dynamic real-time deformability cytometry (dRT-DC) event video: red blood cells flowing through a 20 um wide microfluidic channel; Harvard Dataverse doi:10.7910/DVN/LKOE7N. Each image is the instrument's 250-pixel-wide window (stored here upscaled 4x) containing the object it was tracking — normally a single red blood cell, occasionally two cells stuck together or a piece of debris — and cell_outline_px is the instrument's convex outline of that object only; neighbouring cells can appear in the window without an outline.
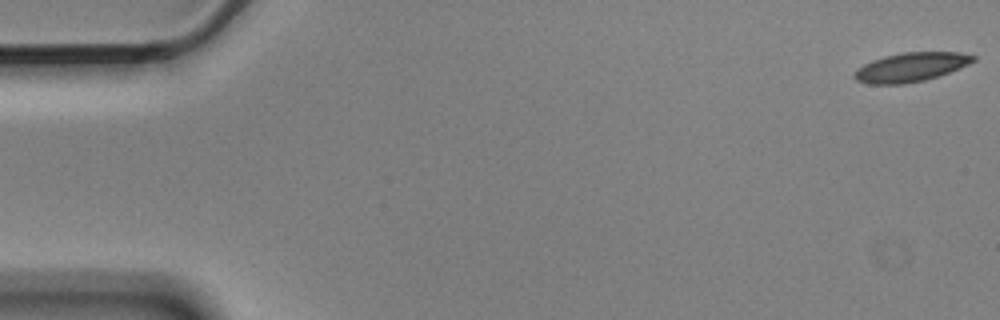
{"species": "Egyptian fruit bat (a non-hibernating species)", "species_latin": "Rousettus aegyptiacus", "temperature_condition": "cold", "stored_images_in_passage": 56, "camera_frame_rate_fps": 3000, "um_per_image_px": 0.085, "animal": {"sex": "male"}, "frame": {"image": 1, "passage_image": 1, "time_ms": 0.0, "image_size_px": [1000, 320], "cell_outline_px": [[976, 60], [960, 68], [940, 76], [924, 80], [904, 84], [868, 84], [856, 80], [852, 76], [864, 64], [872, 60], [884, 56], [904, 52], [960, 52], [976, 56]], "centroid_in_image_um": [77.45, 5.71], "position_along_channel_um": 7.6, "area_um2": 20.11}}
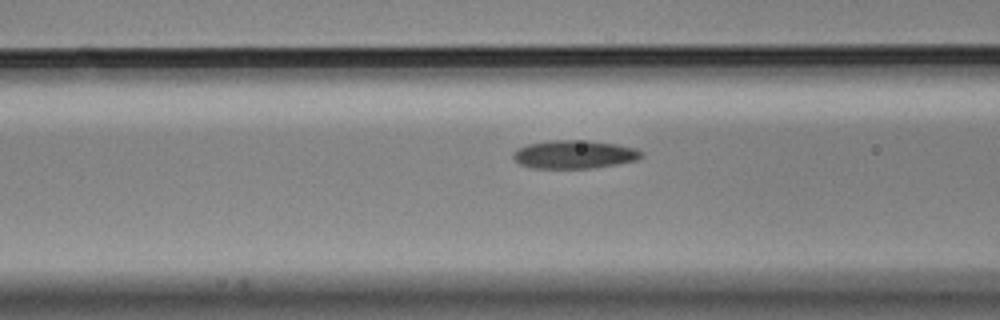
{"frame": {"image": 2, "passage_image": 22, "time_ms": 7.0, "image_size_px": [1000, 320], "cell_outline_px": [[644, 156], [636, 160], [616, 164], [592, 168], [532, 168], [520, 164], [512, 156], [512, 152], [516, 148], [528, 144], [548, 140], [588, 140], [616, 144], [636, 148], [644, 152]], "centroid_in_image_um": [48.81, 13.11], "position_along_channel_um": 117.8, "area_um2": 21.33}}
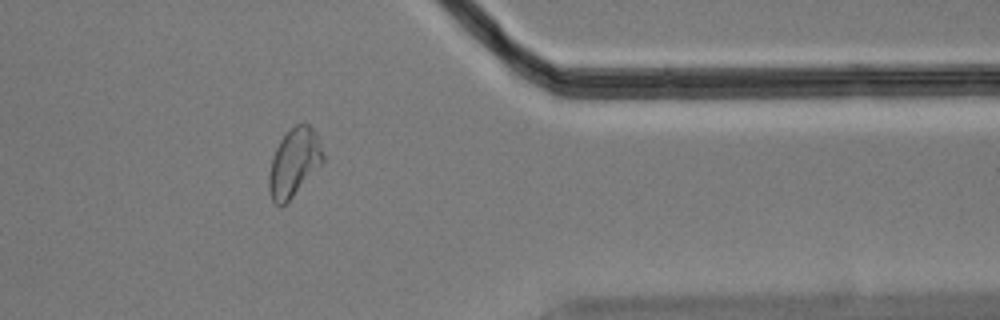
{"frame": {"image": 3, "passage_image": 46, "time_ms": 15.0, "image_size_px": [1000, 320], "cell_outline_px": [[324, 164], [280, 208], [272, 200], [268, 192], [268, 176], [272, 156], [280, 140], [296, 124], [308, 124], [316, 132], [324, 156]], "centroid_in_image_um": [24.99, 13.84], "position_along_channel_um": 386.4, "area_um2": 21.5}, "authors_computed_cell_mechanics": {"area_um2": 20.8369, "velocity_mm_per_s": 3.5498, "shape_relaxation_time_tau1_ms": null, "shape_relaxation_time_tau2_ms": 3.3991, "deformation_change_tau1": null, "deformation_change_tau2": 0.0799}}